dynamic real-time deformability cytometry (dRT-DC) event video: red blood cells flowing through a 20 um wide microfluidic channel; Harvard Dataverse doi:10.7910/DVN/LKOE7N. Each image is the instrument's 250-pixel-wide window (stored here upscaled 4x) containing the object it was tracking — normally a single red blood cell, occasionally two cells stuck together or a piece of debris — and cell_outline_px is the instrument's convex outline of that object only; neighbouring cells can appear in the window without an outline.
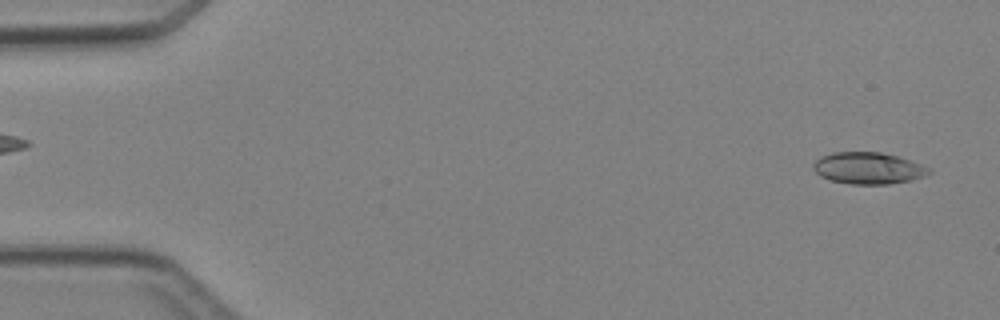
{"species": "Egyptian fruit bat (a non-hibernating species)", "species_latin": "Rousettus aegyptiacus", "temperature_condition": "cold", "stored_images_in_passage": 3, "segment_of_instrument_passage": [2, 2], "camera_frame_rate_fps": 3000, "um_per_image_px": 0.085, "animal": {"sex": "female"}, "frame": {"image": 1, "passage_image": 3, "time_ms": 2.333, "image_size_px": [1000, 320], "cell_outline_px": [[932, 172], [924, 176], [912, 180], [888, 184], [848, 184], [832, 180], [820, 176], [812, 168], [812, 164], [820, 156], [832, 152], [880, 152], [900, 156], [932, 168]], "centroid_in_image_um": [73.82, 14.28], "position_along_channel_um": 11.2, "area_um2": 21.62}}